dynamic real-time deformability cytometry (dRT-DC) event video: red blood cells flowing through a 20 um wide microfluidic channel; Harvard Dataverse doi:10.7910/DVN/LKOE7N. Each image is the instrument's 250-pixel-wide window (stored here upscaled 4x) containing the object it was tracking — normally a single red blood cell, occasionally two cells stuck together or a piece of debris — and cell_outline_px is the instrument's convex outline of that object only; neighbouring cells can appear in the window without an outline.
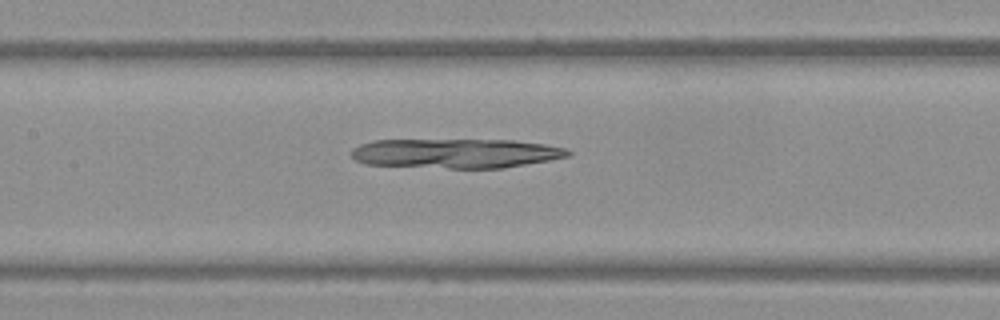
{"species": "Egyptian fruit bat (a non-hibernating species)", "species_latin": "Rousettus aegyptiacus", "temperature_condition": "warm", "stored_images_in_passage": 50, "camera_frame_rate_fps": 3000, "um_per_image_px": 0.085, "frame": {"image": 1, "passage_image": 24, "time_ms": 7.667, "image_size_px": [1000, 320], "cell_outline_px": [[572, 156], [504, 168], [448, 168], [364, 164], [356, 160], [352, 156], [352, 148], [360, 144], [372, 140], [512, 140], [544, 144], [568, 148], [572, 152]], "centroid_in_image_um": [38.78, 13.03], "position_along_channel_um": 168.6, "area_um2": 37.4}}
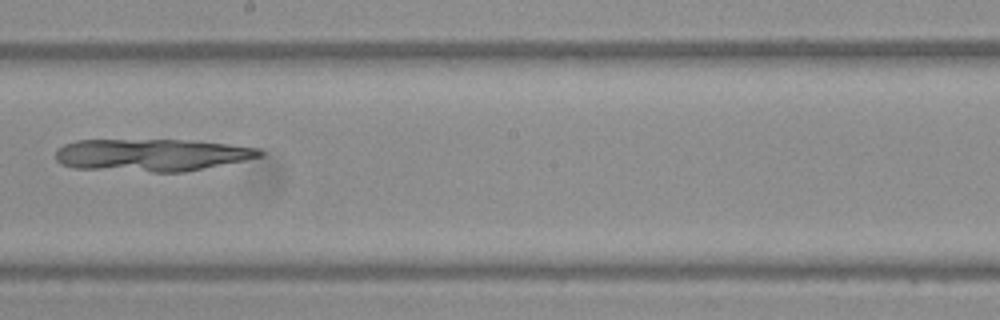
{"frame": {"image": 2, "passage_image": 29, "time_ms": 9.333, "image_size_px": [1000, 320], "cell_outline_px": [[264, 156], [184, 172], [152, 172], [76, 168], [60, 164], [56, 160], [56, 148], [64, 144], [76, 140], [192, 140], [228, 144], [256, 148], [264, 152]], "centroid_in_image_um": [12.86, 13.17], "position_along_channel_um": 235.3, "area_um2": 38.55}}